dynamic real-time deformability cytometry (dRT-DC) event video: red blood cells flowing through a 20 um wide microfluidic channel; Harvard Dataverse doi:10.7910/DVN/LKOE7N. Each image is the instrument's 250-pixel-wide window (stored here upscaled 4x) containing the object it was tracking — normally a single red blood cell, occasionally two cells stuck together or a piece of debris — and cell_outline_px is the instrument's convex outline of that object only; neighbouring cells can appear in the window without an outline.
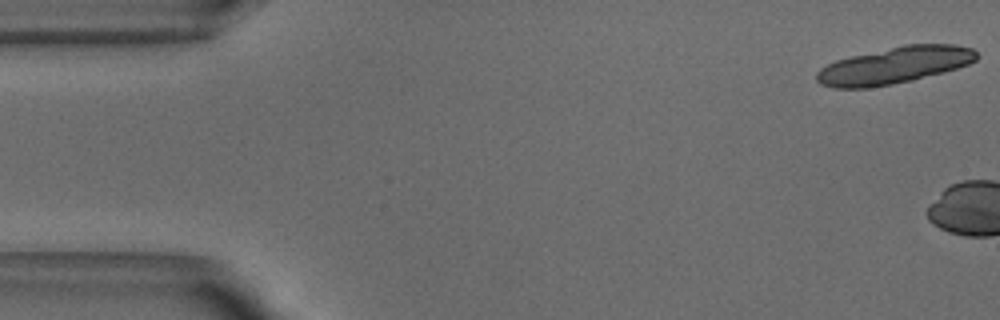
{"species": "common noctule bat (a hibernating species)", "species_latin": "Nyctalus noctula", "temperature_condition": "warm", "stored_images_in_passage": 6, "camera_frame_rate_fps": 3000, "um_per_image_px": 0.085, "animal": {"sex": "male", "body_mass_g": 18.8}, "frame": {"image": 1, "passage_image": 1, "time_ms": 0.0, "image_size_px": [1000, 320], "cell_outline_px": [[980, 56], [976, 60], [968, 64], [956, 68], [912, 80], [892, 84], [868, 88], [832, 88], [820, 84], [816, 80], [816, 72], [820, 68], [836, 60], [852, 56], [904, 44], [956, 44], [972, 48]], "centroid_in_image_um": [76.02, 5.55], "position_along_channel_um": 9.0, "area_um2": 34.22}}